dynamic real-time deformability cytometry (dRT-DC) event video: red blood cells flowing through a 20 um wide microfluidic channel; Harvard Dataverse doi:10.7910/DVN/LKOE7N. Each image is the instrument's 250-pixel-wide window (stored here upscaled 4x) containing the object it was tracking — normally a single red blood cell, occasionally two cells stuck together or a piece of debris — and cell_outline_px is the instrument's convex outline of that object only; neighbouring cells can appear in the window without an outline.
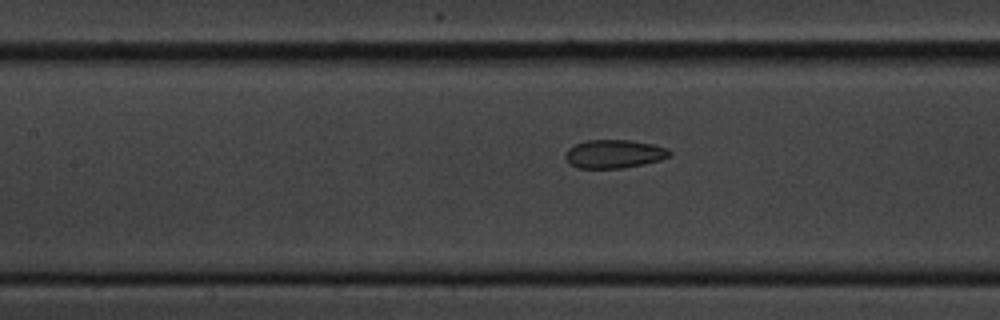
{"species": "common noctule bat (a hibernating species)", "species_latin": "Nyctalus noctula", "temperature_condition": "cold", "stored_images_in_passage": 12, "camera_frame_rate_fps": 3000, "um_per_image_px": 0.085, "animal": {"sex": "male", "body_mass_g": 20.1, "forearm_length_mm": 53.5}, "frame": {"image": 1, "passage_image": 6, "time_ms": 1.667, "image_size_px": [1000, 320], "cell_outline_px": [[672, 152], [668, 156], [660, 160], [644, 164], [620, 168], [580, 168], [572, 164], [564, 156], [568, 148], [576, 144], [588, 140], [632, 140], [652, 144], [668, 148]], "centroid_in_image_um": [52.22, 13.07], "position_along_channel_um": 155.2, "area_um2": 17.11}}
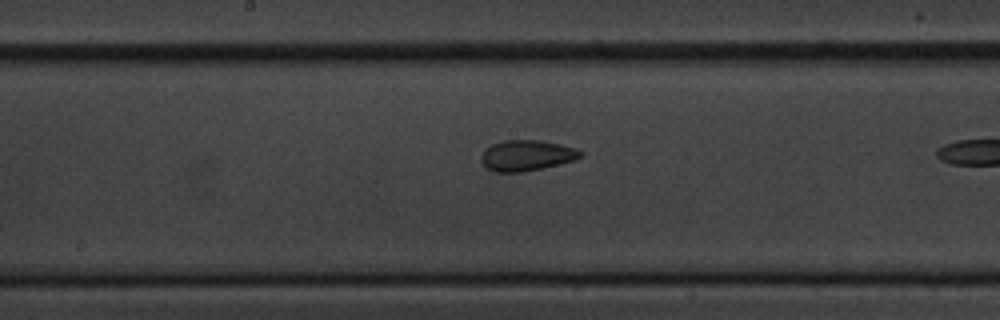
{"frame": {"image": 2, "passage_image": 10, "time_ms": 3.0, "image_size_px": [1000, 320], "cell_outline_px": [[584, 152], [580, 156], [572, 160], [524, 172], [496, 172], [488, 168], [480, 160], [480, 156], [492, 144], [504, 140], [540, 140], [560, 144], [576, 148]], "centroid_in_image_um": [44.75, 13.2], "position_along_channel_um": 203.5, "area_um2": 17.46}}